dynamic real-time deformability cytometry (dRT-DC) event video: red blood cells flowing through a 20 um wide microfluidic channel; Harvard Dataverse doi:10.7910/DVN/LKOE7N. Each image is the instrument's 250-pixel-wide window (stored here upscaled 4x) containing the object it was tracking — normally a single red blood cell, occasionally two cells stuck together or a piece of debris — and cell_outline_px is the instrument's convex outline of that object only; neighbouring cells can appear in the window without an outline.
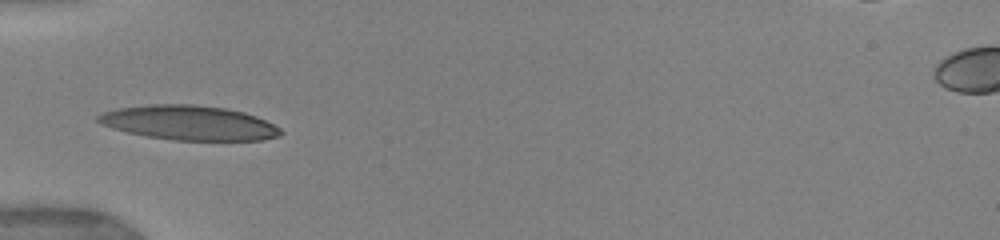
{"species": "human", "species_latin": "Homo sapiens", "temperature_condition": "warm", "stored_images_in_passage": 29, "camera_frame_rate_fps": 3000, "um_per_image_px": 0.085, "donor": {"sex": "female"}, "frame": {"image": 1, "passage_image": 1, "time_ms": 0.0, "image_size_px": [1000, 240], "cell_outline_px": [[284, 132], [280, 136], [260, 140], [172, 140], [148, 136], [128, 132], [112, 128], [100, 124], [96, 120], [96, 116], [104, 112], [116, 108], [148, 104], [192, 104], [224, 108], [244, 112], [256, 116], [280, 128]], "centroid_in_image_um": [16.04, 10.43], "position_along_channel_um": 69.0, "area_um2": 36.7}, "authors_computed_cell_mechanics": {"area_um2": 34.68, "velocity_mm_per_s": 3.8903, "shape_relaxation_time_tau1_ms": 3.2052, "shape_relaxation_time_tau2_ms": null, "deformation_change_tau1": 0.1633, "deformation_change_tau2": null}}